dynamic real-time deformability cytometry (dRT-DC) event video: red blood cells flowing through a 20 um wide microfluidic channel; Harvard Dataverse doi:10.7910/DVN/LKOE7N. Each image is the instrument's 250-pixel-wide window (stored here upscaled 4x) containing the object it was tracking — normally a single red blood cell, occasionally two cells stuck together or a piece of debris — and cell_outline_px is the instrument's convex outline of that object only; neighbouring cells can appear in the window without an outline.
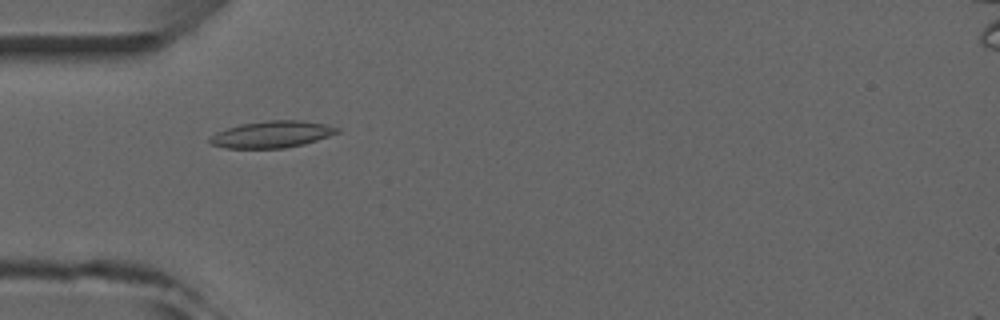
{"species": "common noctule bat (a hibernating species)", "species_latin": "Nyctalus noctula", "temperature_condition": "room temperature", "stored_images_in_passage": 5, "camera_frame_rate_fps": 3000, "um_per_image_px": 0.085, "animal": {"sex": "male", "forearm_length_mm": 52.5}, "frame": {"image": 1, "passage_image": 3, "time_ms": 3.0, "image_size_px": [1000, 320], "cell_outline_px": [[340, 132], [304, 144], [284, 148], [224, 148], [212, 144], [208, 140], [216, 132], [240, 124], [268, 120], [300, 120], [324, 124], [340, 128]], "centroid_in_image_um": [23.11, 11.42], "position_along_channel_um": 61.9, "area_um2": 19.71}}
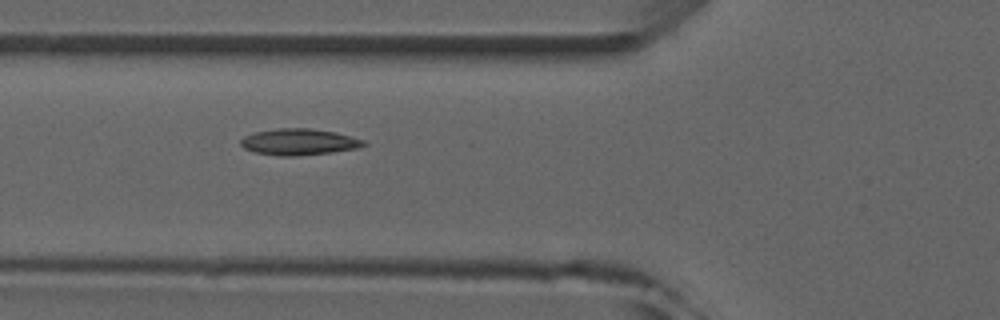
{"frame": {"image": 2, "passage_image": 4, "time_ms": 4.0, "image_size_px": [1000, 320], "cell_outline_px": [[368, 144], [356, 148], [332, 152], [296, 156], [280, 156], [256, 152], [244, 148], [240, 144], [240, 140], [244, 136], [256, 132], [276, 128], [312, 128], [336, 132], [364, 140]], "centroid_in_image_um": [25.41, 12.05], "position_along_channel_um": 100.4, "area_um2": 18.84}}
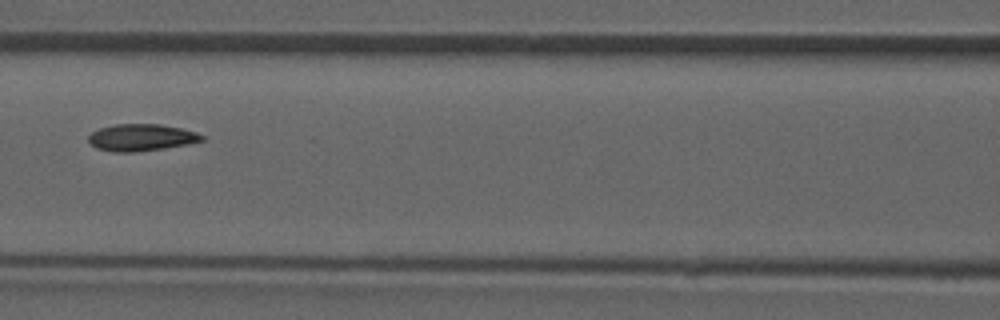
{"frame": {"image": 3, "passage_image": 5, "time_ms": 5.333, "image_size_px": [1000, 320], "cell_outline_px": [[204, 140], [188, 144], [164, 148], [136, 152], [112, 152], [96, 148], [88, 140], [88, 136], [92, 132], [100, 128], [116, 124], [160, 124], [180, 128], [196, 132], [204, 136]], "centroid_in_image_um": [12.0, 11.69], "position_along_channel_um": 154.6, "area_um2": 17.74}}